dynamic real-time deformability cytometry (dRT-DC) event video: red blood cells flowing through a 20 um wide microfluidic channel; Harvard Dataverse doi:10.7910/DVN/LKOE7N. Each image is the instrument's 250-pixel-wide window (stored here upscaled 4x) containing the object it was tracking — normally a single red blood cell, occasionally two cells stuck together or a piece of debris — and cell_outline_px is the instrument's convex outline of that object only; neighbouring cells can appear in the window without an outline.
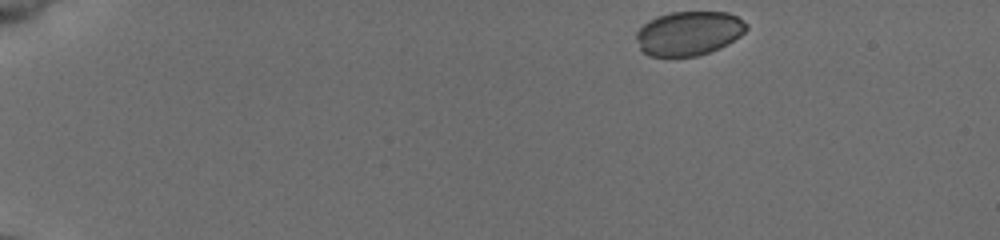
{"species": "common noctule bat (a hibernating species)", "species_latin": "Nyctalus noctula", "temperature_condition": "cold", "stored_images_in_passage": 46, "camera_frame_rate_fps": 3000, "um_per_image_px": 0.085, "animal": {"sex": "female", "body_mass_g": 19.5, "forearm_length_mm": 54.1}, "frame": {"image": 1, "passage_image": 1, "time_ms": 0.0, "image_size_px": [1000, 240], "cell_outline_px": [[748, 28], [740, 36], [728, 44], [720, 48], [696, 56], [648, 56], [640, 48], [636, 36], [636, 32], [648, 20], [656, 16], [672, 12], [728, 12], [736, 16], [748, 24]], "centroid_in_image_um": [58.56, 2.82], "position_along_channel_um": 26.4, "area_um2": 28.32}}
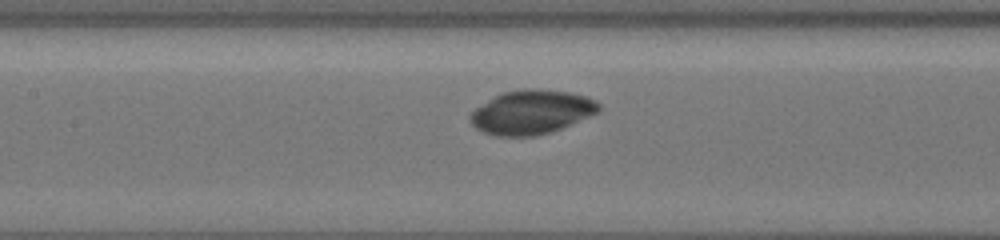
{"frame": {"image": 2, "passage_image": 20, "time_ms": 6.333, "image_size_px": [1000, 240], "cell_outline_px": [[600, 112], [552, 132], [536, 136], [496, 136], [484, 132], [476, 128], [472, 124], [468, 116], [476, 108], [488, 100], [504, 92], [520, 88], [536, 88], [568, 92], [584, 96], [596, 100], [600, 104]], "centroid_in_image_um": [45.2, 9.53], "position_along_channel_um": 162.2, "area_um2": 33.06}}
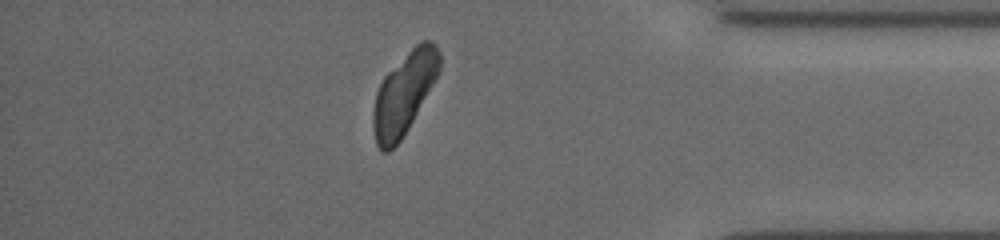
{"frame": {"image": 3, "passage_image": 40, "time_ms": 13.0, "image_size_px": [1000, 240], "cell_outline_px": [[440, 68], [432, 84], [408, 128], [400, 140], [388, 152], [380, 152], [376, 144], [372, 124], [372, 112], [376, 92], [384, 76], [420, 40], [432, 40], [436, 44], [440, 52]], "centroid_in_image_um": [34.32, 7.94], "position_along_channel_um": 400.9, "area_um2": 31.15}}